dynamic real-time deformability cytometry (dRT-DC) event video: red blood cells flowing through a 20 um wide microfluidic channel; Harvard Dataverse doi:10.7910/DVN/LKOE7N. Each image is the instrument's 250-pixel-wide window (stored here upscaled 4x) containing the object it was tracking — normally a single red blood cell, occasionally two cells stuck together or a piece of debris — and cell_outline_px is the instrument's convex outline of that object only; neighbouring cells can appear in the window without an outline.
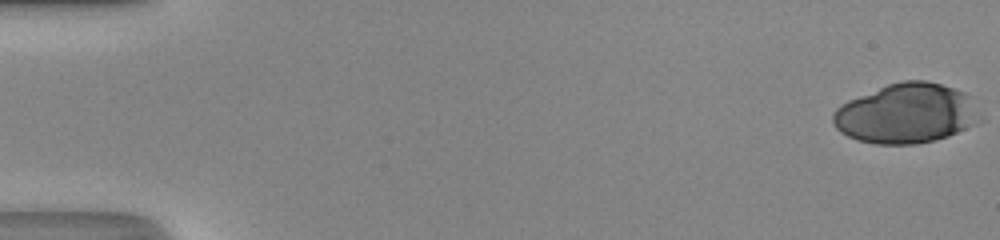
{"species": "human", "species_latin": "Homo sapiens", "temperature_condition": "room temperature", "stored_images_in_passage": 26, "camera_frame_rate_fps": 3000, "um_per_image_px": 0.085, "donor": {"sex": "male"}, "frame": {"image": 1, "passage_image": 1, "time_ms": 0.0, "image_size_px": [1000, 240], "cell_outline_px": [[972, 124], [948, 136], [916, 144], [876, 144], [856, 140], [840, 132], [836, 128], [832, 120], [832, 116], [836, 108], [848, 100], [888, 84], [900, 80], [924, 80], [940, 84], [964, 92], [968, 96]], "centroid_in_image_um": [76.86, 9.65], "position_along_channel_um": 8.1, "area_um2": 49.65}}
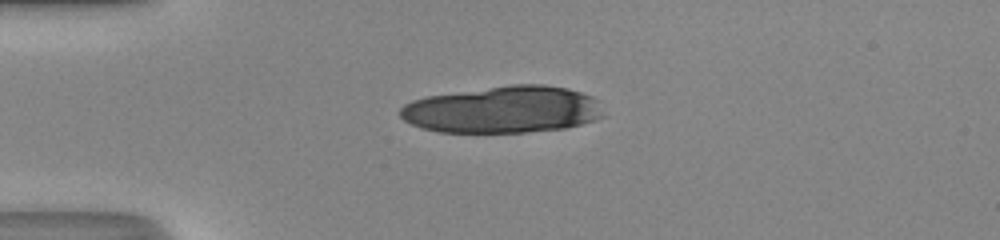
{"frame": {"image": 2, "passage_image": 14, "time_ms": 4.333, "image_size_px": [1000, 240], "cell_outline_px": [[604, 116], [596, 120], [564, 128], [524, 132], [440, 132], [420, 128], [404, 120], [400, 116], [400, 108], [404, 104], [412, 100], [428, 96], [512, 84], [544, 84], [568, 88], [592, 96], [596, 100]], "centroid_in_image_um": [42.74, 9.31], "position_along_channel_um": 42.3, "area_um2": 55.43}}